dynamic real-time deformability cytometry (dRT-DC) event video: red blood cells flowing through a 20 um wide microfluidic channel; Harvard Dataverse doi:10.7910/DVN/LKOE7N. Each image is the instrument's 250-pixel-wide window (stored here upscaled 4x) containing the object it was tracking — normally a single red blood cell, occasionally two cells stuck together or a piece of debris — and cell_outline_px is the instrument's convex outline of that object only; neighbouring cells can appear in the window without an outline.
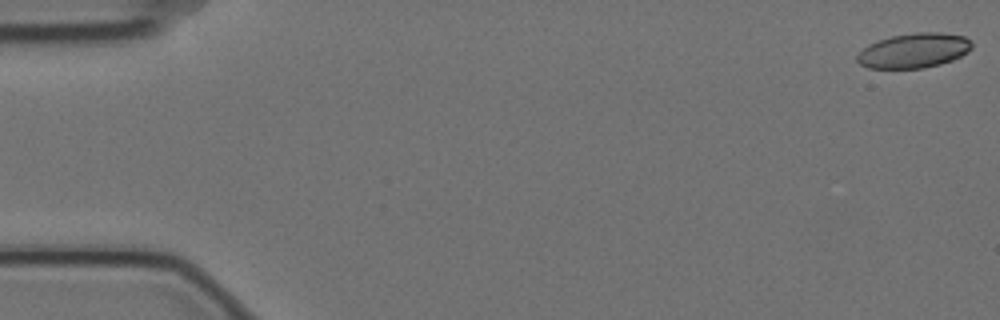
{"species": "Egyptian fruit bat (a non-hibernating species)", "species_latin": "Rousettus aegyptiacus", "temperature_condition": "cold", "stored_images_in_passage": 6, "camera_frame_rate_fps": 3000, "um_per_image_px": 0.085, "animal": {"sex": "female"}, "frame": {"image": 1, "passage_image": 1, "time_ms": 0.0, "image_size_px": [1000, 320], "cell_outline_px": [[972, 48], [968, 52], [952, 60], [940, 64], [924, 68], [868, 68], [860, 64], [856, 60], [856, 56], [868, 44], [892, 36], [916, 32], [940, 32], [964, 36], [972, 40]], "centroid_in_image_um": [77.7, 4.29], "position_along_channel_um": 7.3, "area_um2": 23.24}}
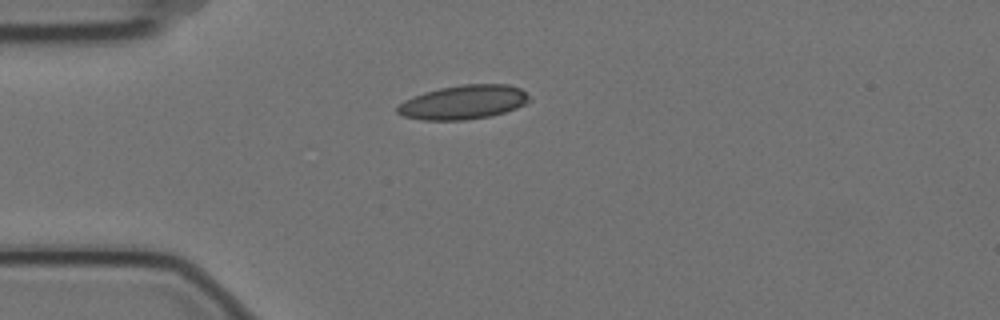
{"frame": {"image": 2, "passage_image": 5, "time_ms": 1.333, "image_size_px": [1000, 320], "cell_outline_px": [[532, 100], [516, 108], [492, 116], [464, 120], [420, 120], [404, 116], [396, 112], [396, 108], [404, 100], [412, 96], [424, 92], [440, 88], [464, 84], [508, 84], [520, 88]], "centroid_in_image_um": [39.38, 8.69], "position_along_channel_um": 45.6, "area_um2": 26.24}}